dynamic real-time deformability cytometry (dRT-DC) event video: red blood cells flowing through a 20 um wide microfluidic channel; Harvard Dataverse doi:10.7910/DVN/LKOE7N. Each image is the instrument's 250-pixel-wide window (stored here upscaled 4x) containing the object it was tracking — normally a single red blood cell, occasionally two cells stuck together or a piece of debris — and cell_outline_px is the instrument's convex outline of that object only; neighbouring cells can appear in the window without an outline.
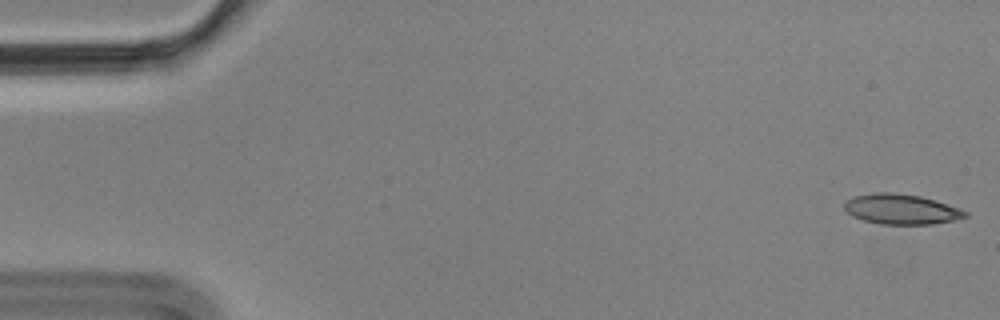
{"species": "Egyptian fruit bat (a non-hibernating species)", "species_latin": "Rousettus aegyptiacus", "temperature_condition": "cold", "stored_images_in_passage": 6, "camera_frame_rate_fps": 3000, "um_per_image_px": 0.085, "animal": {"sex": "male"}, "frame": {"image": 1, "passage_image": 1, "time_ms": 0.0, "image_size_px": [1000, 320], "cell_outline_px": [[968, 216], [952, 220], [932, 224], [880, 224], [864, 220], [852, 216], [844, 208], [844, 204], [848, 200], [856, 196], [876, 192], [892, 192], [920, 196], [936, 200], [960, 208], [968, 212]], "centroid_in_image_um": [76.63, 17.78], "position_along_channel_um": 8.4, "area_um2": 21.1}}
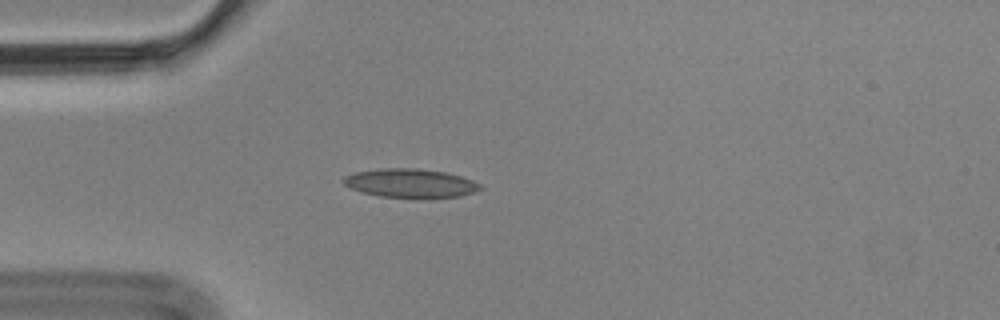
{"frame": {"image": 2, "passage_image": 5, "time_ms": 1.333, "image_size_px": [1000, 320], "cell_outline_px": [[484, 188], [476, 192], [460, 196], [380, 196], [360, 192], [344, 184], [340, 180], [344, 176], [356, 172], [380, 168], [416, 168], [444, 172], [460, 176], [472, 180], [480, 184]], "centroid_in_image_um": [34.86, 15.54], "position_along_channel_um": 50.1, "area_um2": 22.48}}